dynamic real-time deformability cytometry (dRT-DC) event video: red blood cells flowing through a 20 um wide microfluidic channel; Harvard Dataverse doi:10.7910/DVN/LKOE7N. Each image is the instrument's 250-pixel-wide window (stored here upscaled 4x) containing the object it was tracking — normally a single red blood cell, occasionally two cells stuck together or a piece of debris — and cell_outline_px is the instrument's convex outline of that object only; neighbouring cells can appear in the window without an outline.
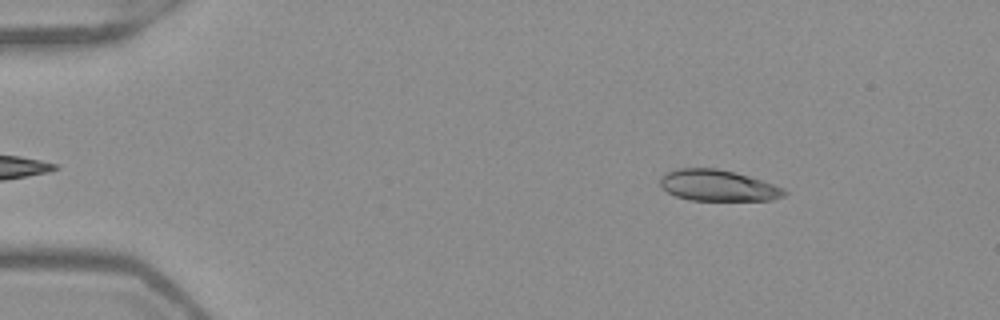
{"species": "Egyptian fruit bat (a non-hibernating species)", "species_latin": "Rousettus aegyptiacus", "temperature_condition": "warm", "stored_images_in_passage": 46, "camera_frame_rate_fps": 3000, "um_per_image_px": 0.085, "frame": {"image": 1, "passage_image": 2, "time_ms": 0.333, "image_size_px": [1000, 320], "cell_outline_px": [[788, 192], [784, 196], [772, 200], [688, 200], [676, 196], [668, 192], [660, 184], [660, 180], [668, 172], [676, 168], [716, 168], [736, 172], [784, 188]], "centroid_in_image_um": [61.04, 15.77], "position_along_channel_um": 24.0, "area_um2": 22.37}}
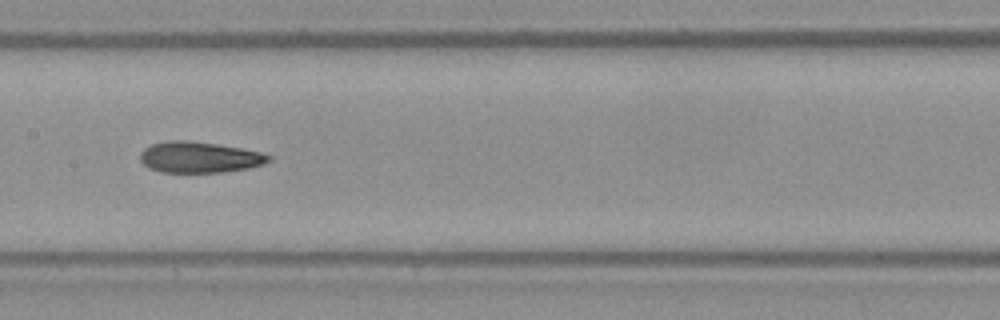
{"frame": {"image": 2, "passage_image": 21, "time_ms": 6.667, "image_size_px": [1000, 320], "cell_outline_px": [[272, 160], [264, 164], [248, 168], [224, 172], [164, 172], [148, 168], [140, 160], [140, 152], [144, 148], [152, 144], [168, 140], [188, 140], [216, 144], [240, 148], [260, 152], [272, 156]], "centroid_in_image_um": [16.95, 13.36], "position_along_channel_um": 190.5, "area_um2": 23.24}}
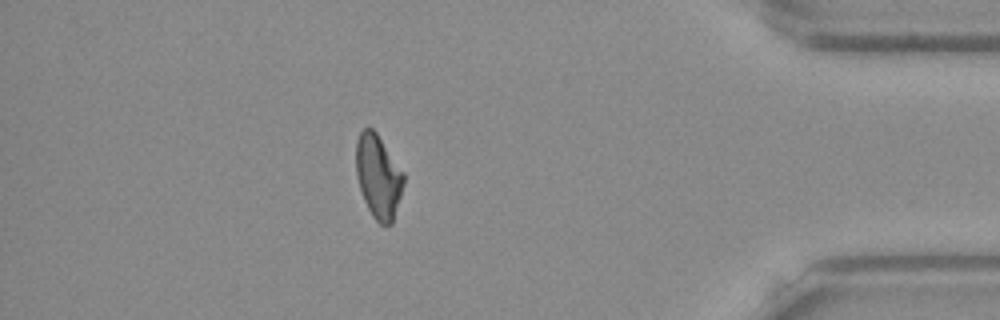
{"frame": {"image": 3, "passage_image": 40, "time_ms": 13.0, "image_size_px": [1000, 320], "cell_outline_px": [[404, 184], [392, 224], [380, 224], [372, 216], [364, 200], [356, 176], [356, 140], [360, 132], [364, 128], [372, 128], [376, 132], [404, 172]], "centroid_in_image_um": [32.15, 14.99], "position_along_channel_um": 403.0, "area_um2": 23.12}, "authors_computed_cell_mechanics": {"area_um2": 23.5246, "velocity_mm_per_s": 3.9671, "shape_relaxation_time_tau1_ms": 5.4498, "shape_relaxation_time_tau2_ms": 2.8475, "deformation_change_tau1": 0.1654, "deformation_change_tau2": 0.0913}}